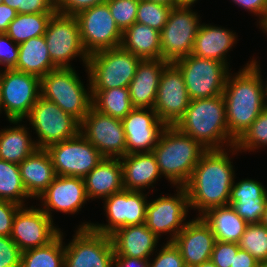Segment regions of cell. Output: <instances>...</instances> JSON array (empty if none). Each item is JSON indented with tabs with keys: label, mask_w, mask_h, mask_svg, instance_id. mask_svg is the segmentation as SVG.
I'll return each mask as SVG.
<instances>
[{
	"label": "cell",
	"mask_w": 267,
	"mask_h": 267,
	"mask_svg": "<svg viewBox=\"0 0 267 267\" xmlns=\"http://www.w3.org/2000/svg\"><path fill=\"white\" fill-rule=\"evenodd\" d=\"M235 34L222 27L200 24L191 54L217 60L228 67L226 54L236 43Z\"/></svg>",
	"instance_id": "83f0119b"
},
{
	"label": "cell",
	"mask_w": 267,
	"mask_h": 267,
	"mask_svg": "<svg viewBox=\"0 0 267 267\" xmlns=\"http://www.w3.org/2000/svg\"><path fill=\"white\" fill-rule=\"evenodd\" d=\"M228 149L207 150L195 166L192 176L184 186L189 206L199 211V216L211 208L228 205L235 173ZM201 211V212H200Z\"/></svg>",
	"instance_id": "7a4b0ae2"
},
{
	"label": "cell",
	"mask_w": 267,
	"mask_h": 267,
	"mask_svg": "<svg viewBox=\"0 0 267 267\" xmlns=\"http://www.w3.org/2000/svg\"><path fill=\"white\" fill-rule=\"evenodd\" d=\"M172 8L153 1L139 0L136 22L161 32L168 21Z\"/></svg>",
	"instance_id": "f35d334b"
},
{
	"label": "cell",
	"mask_w": 267,
	"mask_h": 267,
	"mask_svg": "<svg viewBox=\"0 0 267 267\" xmlns=\"http://www.w3.org/2000/svg\"><path fill=\"white\" fill-rule=\"evenodd\" d=\"M182 72L190 100L223 94L229 67L210 58L190 54L173 62Z\"/></svg>",
	"instance_id": "52a82bcc"
},
{
	"label": "cell",
	"mask_w": 267,
	"mask_h": 267,
	"mask_svg": "<svg viewBox=\"0 0 267 267\" xmlns=\"http://www.w3.org/2000/svg\"><path fill=\"white\" fill-rule=\"evenodd\" d=\"M54 13L17 14L5 32L18 45L30 38L43 36Z\"/></svg>",
	"instance_id": "836d02e7"
},
{
	"label": "cell",
	"mask_w": 267,
	"mask_h": 267,
	"mask_svg": "<svg viewBox=\"0 0 267 267\" xmlns=\"http://www.w3.org/2000/svg\"><path fill=\"white\" fill-rule=\"evenodd\" d=\"M152 261H149V267H186L179 249L169 241Z\"/></svg>",
	"instance_id": "7bdbcfd3"
},
{
	"label": "cell",
	"mask_w": 267,
	"mask_h": 267,
	"mask_svg": "<svg viewBox=\"0 0 267 267\" xmlns=\"http://www.w3.org/2000/svg\"><path fill=\"white\" fill-rule=\"evenodd\" d=\"M20 207L17 203L0 200V236H11L13 220Z\"/></svg>",
	"instance_id": "c3c4849f"
},
{
	"label": "cell",
	"mask_w": 267,
	"mask_h": 267,
	"mask_svg": "<svg viewBox=\"0 0 267 267\" xmlns=\"http://www.w3.org/2000/svg\"><path fill=\"white\" fill-rule=\"evenodd\" d=\"M0 89L8 121L25 119L41 96L40 78L15 69L0 72Z\"/></svg>",
	"instance_id": "7c38bea8"
},
{
	"label": "cell",
	"mask_w": 267,
	"mask_h": 267,
	"mask_svg": "<svg viewBox=\"0 0 267 267\" xmlns=\"http://www.w3.org/2000/svg\"><path fill=\"white\" fill-rule=\"evenodd\" d=\"M147 1H153L155 3H160V4H163V5H168V6H171V7H178V6H181V5H184L180 0H147Z\"/></svg>",
	"instance_id": "11a10c76"
},
{
	"label": "cell",
	"mask_w": 267,
	"mask_h": 267,
	"mask_svg": "<svg viewBox=\"0 0 267 267\" xmlns=\"http://www.w3.org/2000/svg\"><path fill=\"white\" fill-rule=\"evenodd\" d=\"M31 123L38 141V148L75 137L80 132V122L71 114L64 112L55 103L40 96L26 117Z\"/></svg>",
	"instance_id": "ba28073f"
},
{
	"label": "cell",
	"mask_w": 267,
	"mask_h": 267,
	"mask_svg": "<svg viewBox=\"0 0 267 267\" xmlns=\"http://www.w3.org/2000/svg\"><path fill=\"white\" fill-rule=\"evenodd\" d=\"M141 60L121 46L90 54L86 66L90 90L128 88Z\"/></svg>",
	"instance_id": "5b68a950"
},
{
	"label": "cell",
	"mask_w": 267,
	"mask_h": 267,
	"mask_svg": "<svg viewBox=\"0 0 267 267\" xmlns=\"http://www.w3.org/2000/svg\"><path fill=\"white\" fill-rule=\"evenodd\" d=\"M1 109L4 111V107L2 104V97H1V89H0V112L2 111Z\"/></svg>",
	"instance_id": "6125c7cd"
},
{
	"label": "cell",
	"mask_w": 267,
	"mask_h": 267,
	"mask_svg": "<svg viewBox=\"0 0 267 267\" xmlns=\"http://www.w3.org/2000/svg\"><path fill=\"white\" fill-rule=\"evenodd\" d=\"M92 107L113 118L124 119L133 109L129 88L90 90Z\"/></svg>",
	"instance_id": "d6a6232c"
},
{
	"label": "cell",
	"mask_w": 267,
	"mask_h": 267,
	"mask_svg": "<svg viewBox=\"0 0 267 267\" xmlns=\"http://www.w3.org/2000/svg\"><path fill=\"white\" fill-rule=\"evenodd\" d=\"M29 197L23 185L18 164L0 159V200L25 206L23 200Z\"/></svg>",
	"instance_id": "d590c367"
},
{
	"label": "cell",
	"mask_w": 267,
	"mask_h": 267,
	"mask_svg": "<svg viewBox=\"0 0 267 267\" xmlns=\"http://www.w3.org/2000/svg\"><path fill=\"white\" fill-rule=\"evenodd\" d=\"M195 267H217L211 260H208L198 266Z\"/></svg>",
	"instance_id": "91938a15"
},
{
	"label": "cell",
	"mask_w": 267,
	"mask_h": 267,
	"mask_svg": "<svg viewBox=\"0 0 267 267\" xmlns=\"http://www.w3.org/2000/svg\"><path fill=\"white\" fill-rule=\"evenodd\" d=\"M121 47L142 60L162 59L160 32L140 23H133L122 33Z\"/></svg>",
	"instance_id": "f546056e"
},
{
	"label": "cell",
	"mask_w": 267,
	"mask_h": 267,
	"mask_svg": "<svg viewBox=\"0 0 267 267\" xmlns=\"http://www.w3.org/2000/svg\"><path fill=\"white\" fill-rule=\"evenodd\" d=\"M19 55V45L5 33H0V64L4 69H13Z\"/></svg>",
	"instance_id": "bcb514c9"
},
{
	"label": "cell",
	"mask_w": 267,
	"mask_h": 267,
	"mask_svg": "<svg viewBox=\"0 0 267 267\" xmlns=\"http://www.w3.org/2000/svg\"><path fill=\"white\" fill-rule=\"evenodd\" d=\"M76 17L81 42L88 55L121 46L122 32L111 16L107 3L85 9Z\"/></svg>",
	"instance_id": "9a60e30c"
},
{
	"label": "cell",
	"mask_w": 267,
	"mask_h": 267,
	"mask_svg": "<svg viewBox=\"0 0 267 267\" xmlns=\"http://www.w3.org/2000/svg\"><path fill=\"white\" fill-rule=\"evenodd\" d=\"M261 146H267V107L236 140L235 146L232 147V154L236 151L239 152V150L254 151V149H258Z\"/></svg>",
	"instance_id": "74e56055"
},
{
	"label": "cell",
	"mask_w": 267,
	"mask_h": 267,
	"mask_svg": "<svg viewBox=\"0 0 267 267\" xmlns=\"http://www.w3.org/2000/svg\"><path fill=\"white\" fill-rule=\"evenodd\" d=\"M238 246L260 263H267V228L260 223L248 224Z\"/></svg>",
	"instance_id": "8d00e7d4"
},
{
	"label": "cell",
	"mask_w": 267,
	"mask_h": 267,
	"mask_svg": "<svg viewBox=\"0 0 267 267\" xmlns=\"http://www.w3.org/2000/svg\"><path fill=\"white\" fill-rule=\"evenodd\" d=\"M189 103L182 72L173 62H169L160 76L153 110L166 126H174Z\"/></svg>",
	"instance_id": "e0dca14e"
},
{
	"label": "cell",
	"mask_w": 267,
	"mask_h": 267,
	"mask_svg": "<svg viewBox=\"0 0 267 267\" xmlns=\"http://www.w3.org/2000/svg\"><path fill=\"white\" fill-rule=\"evenodd\" d=\"M46 150L57 176L84 178L104 159L80 132L73 138L49 145Z\"/></svg>",
	"instance_id": "8fae6325"
},
{
	"label": "cell",
	"mask_w": 267,
	"mask_h": 267,
	"mask_svg": "<svg viewBox=\"0 0 267 267\" xmlns=\"http://www.w3.org/2000/svg\"><path fill=\"white\" fill-rule=\"evenodd\" d=\"M63 232L49 244L25 250L21 254L20 267H64L65 251Z\"/></svg>",
	"instance_id": "e575fe53"
},
{
	"label": "cell",
	"mask_w": 267,
	"mask_h": 267,
	"mask_svg": "<svg viewBox=\"0 0 267 267\" xmlns=\"http://www.w3.org/2000/svg\"><path fill=\"white\" fill-rule=\"evenodd\" d=\"M64 245V267H112L115 252L110 235L90 228H78Z\"/></svg>",
	"instance_id": "5bb4252c"
},
{
	"label": "cell",
	"mask_w": 267,
	"mask_h": 267,
	"mask_svg": "<svg viewBox=\"0 0 267 267\" xmlns=\"http://www.w3.org/2000/svg\"><path fill=\"white\" fill-rule=\"evenodd\" d=\"M23 185L31 198H38L57 177L48 151L36 149L18 164Z\"/></svg>",
	"instance_id": "d4e9b609"
},
{
	"label": "cell",
	"mask_w": 267,
	"mask_h": 267,
	"mask_svg": "<svg viewBox=\"0 0 267 267\" xmlns=\"http://www.w3.org/2000/svg\"><path fill=\"white\" fill-rule=\"evenodd\" d=\"M13 69L35 75L40 79L48 72L57 69L49 57L44 35L19 44L18 61Z\"/></svg>",
	"instance_id": "4dcf8cb0"
},
{
	"label": "cell",
	"mask_w": 267,
	"mask_h": 267,
	"mask_svg": "<svg viewBox=\"0 0 267 267\" xmlns=\"http://www.w3.org/2000/svg\"><path fill=\"white\" fill-rule=\"evenodd\" d=\"M44 38L49 57L57 68H71L70 60L77 56L87 66L89 55L83 48L76 16L55 12L48 22Z\"/></svg>",
	"instance_id": "9c48e42d"
},
{
	"label": "cell",
	"mask_w": 267,
	"mask_h": 267,
	"mask_svg": "<svg viewBox=\"0 0 267 267\" xmlns=\"http://www.w3.org/2000/svg\"><path fill=\"white\" fill-rule=\"evenodd\" d=\"M112 267H149V259L114 257Z\"/></svg>",
	"instance_id": "db71d44e"
},
{
	"label": "cell",
	"mask_w": 267,
	"mask_h": 267,
	"mask_svg": "<svg viewBox=\"0 0 267 267\" xmlns=\"http://www.w3.org/2000/svg\"><path fill=\"white\" fill-rule=\"evenodd\" d=\"M88 199L104 198L124 189L120 158H104L84 178Z\"/></svg>",
	"instance_id": "4316f807"
},
{
	"label": "cell",
	"mask_w": 267,
	"mask_h": 267,
	"mask_svg": "<svg viewBox=\"0 0 267 267\" xmlns=\"http://www.w3.org/2000/svg\"><path fill=\"white\" fill-rule=\"evenodd\" d=\"M10 123L18 126L0 130V159L7 162L20 164L38 147L28 133V128L23 124L19 125L21 120H10Z\"/></svg>",
	"instance_id": "1f68e13d"
},
{
	"label": "cell",
	"mask_w": 267,
	"mask_h": 267,
	"mask_svg": "<svg viewBox=\"0 0 267 267\" xmlns=\"http://www.w3.org/2000/svg\"><path fill=\"white\" fill-rule=\"evenodd\" d=\"M2 2L6 5H9L11 8L17 11V14H19L20 0H2Z\"/></svg>",
	"instance_id": "9f6ffc18"
},
{
	"label": "cell",
	"mask_w": 267,
	"mask_h": 267,
	"mask_svg": "<svg viewBox=\"0 0 267 267\" xmlns=\"http://www.w3.org/2000/svg\"><path fill=\"white\" fill-rule=\"evenodd\" d=\"M120 161L124 189H148L161 175L153 152L130 153L120 158Z\"/></svg>",
	"instance_id": "484cf974"
},
{
	"label": "cell",
	"mask_w": 267,
	"mask_h": 267,
	"mask_svg": "<svg viewBox=\"0 0 267 267\" xmlns=\"http://www.w3.org/2000/svg\"><path fill=\"white\" fill-rule=\"evenodd\" d=\"M38 199L44 202L42 210L51 219V211L75 214L89 200L83 178L74 176H57Z\"/></svg>",
	"instance_id": "44dd1931"
},
{
	"label": "cell",
	"mask_w": 267,
	"mask_h": 267,
	"mask_svg": "<svg viewBox=\"0 0 267 267\" xmlns=\"http://www.w3.org/2000/svg\"><path fill=\"white\" fill-rule=\"evenodd\" d=\"M260 65L256 59L234 76L228 73L223 97L229 134L237 140L267 107ZM266 98V99H265Z\"/></svg>",
	"instance_id": "6da1fadb"
},
{
	"label": "cell",
	"mask_w": 267,
	"mask_h": 267,
	"mask_svg": "<svg viewBox=\"0 0 267 267\" xmlns=\"http://www.w3.org/2000/svg\"><path fill=\"white\" fill-rule=\"evenodd\" d=\"M17 16V11L5 3H0V33H5L11 21Z\"/></svg>",
	"instance_id": "816d5d0a"
},
{
	"label": "cell",
	"mask_w": 267,
	"mask_h": 267,
	"mask_svg": "<svg viewBox=\"0 0 267 267\" xmlns=\"http://www.w3.org/2000/svg\"><path fill=\"white\" fill-rule=\"evenodd\" d=\"M41 96L55 103L64 112L81 122L92 107V92L88 93L76 71L57 68L40 79ZM90 93V94H89Z\"/></svg>",
	"instance_id": "8992f818"
},
{
	"label": "cell",
	"mask_w": 267,
	"mask_h": 267,
	"mask_svg": "<svg viewBox=\"0 0 267 267\" xmlns=\"http://www.w3.org/2000/svg\"><path fill=\"white\" fill-rule=\"evenodd\" d=\"M191 6L172 8L168 21L160 32L162 59L167 62L189 56L192 53L199 26V15ZM193 11V12H192Z\"/></svg>",
	"instance_id": "30bf717a"
},
{
	"label": "cell",
	"mask_w": 267,
	"mask_h": 267,
	"mask_svg": "<svg viewBox=\"0 0 267 267\" xmlns=\"http://www.w3.org/2000/svg\"><path fill=\"white\" fill-rule=\"evenodd\" d=\"M108 0H56V12L76 16L79 12L106 3Z\"/></svg>",
	"instance_id": "7dc6e473"
},
{
	"label": "cell",
	"mask_w": 267,
	"mask_h": 267,
	"mask_svg": "<svg viewBox=\"0 0 267 267\" xmlns=\"http://www.w3.org/2000/svg\"><path fill=\"white\" fill-rule=\"evenodd\" d=\"M168 63L163 59H145L139 62L128 87L134 108H154L160 76Z\"/></svg>",
	"instance_id": "603a6c76"
},
{
	"label": "cell",
	"mask_w": 267,
	"mask_h": 267,
	"mask_svg": "<svg viewBox=\"0 0 267 267\" xmlns=\"http://www.w3.org/2000/svg\"><path fill=\"white\" fill-rule=\"evenodd\" d=\"M110 236L114 257L149 259L159 240L145 223L119 228Z\"/></svg>",
	"instance_id": "cb8c5ba5"
},
{
	"label": "cell",
	"mask_w": 267,
	"mask_h": 267,
	"mask_svg": "<svg viewBox=\"0 0 267 267\" xmlns=\"http://www.w3.org/2000/svg\"><path fill=\"white\" fill-rule=\"evenodd\" d=\"M55 12L56 0H20L19 14Z\"/></svg>",
	"instance_id": "681fc988"
},
{
	"label": "cell",
	"mask_w": 267,
	"mask_h": 267,
	"mask_svg": "<svg viewBox=\"0 0 267 267\" xmlns=\"http://www.w3.org/2000/svg\"><path fill=\"white\" fill-rule=\"evenodd\" d=\"M256 198H267V190L262 183L245 179L237 183L233 182L228 205H232L237 200H255Z\"/></svg>",
	"instance_id": "60d3db41"
},
{
	"label": "cell",
	"mask_w": 267,
	"mask_h": 267,
	"mask_svg": "<svg viewBox=\"0 0 267 267\" xmlns=\"http://www.w3.org/2000/svg\"><path fill=\"white\" fill-rule=\"evenodd\" d=\"M183 4L193 5L197 0H180Z\"/></svg>",
	"instance_id": "94428289"
},
{
	"label": "cell",
	"mask_w": 267,
	"mask_h": 267,
	"mask_svg": "<svg viewBox=\"0 0 267 267\" xmlns=\"http://www.w3.org/2000/svg\"><path fill=\"white\" fill-rule=\"evenodd\" d=\"M121 121L126 136L127 154L152 152L166 127L152 108H134Z\"/></svg>",
	"instance_id": "ffe728a7"
},
{
	"label": "cell",
	"mask_w": 267,
	"mask_h": 267,
	"mask_svg": "<svg viewBox=\"0 0 267 267\" xmlns=\"http://www.w3.org/2000/svg\"><path fill=\"white\" fill-rule=\"evenodd\" d=\"M21 254L9 236H0V267H20Z\"/></svg>",
	"instance_id": "f6af8a7d"
},
{
	"label": "cell",
	"mask_w": 267,
	"mask_h": 267,
	"mask_svg": "<svg viewBox=\"0 0 267 267\" xmlns=\"http://www.w3.org/2000/svg\"><path fill=\"white\" fill-rule=\"evenodd\" d=\"M266 82H267V81H266ZM265 84H266V85H263V84H262V86H263L265 95H266V97H267V83H265Z\"/></svg>",
	"instance_id": "be15d7a7"
},
{
	"label": "cell",
	"mask_w": 267,
	"mask_h": 267,
	"mask_svg": "<svg viewBox=\"0 0 267 267\" xmlns=\"http://www.w3.org/2000/svg\"><path fill=\"white\" fill-rule=\"evenodd\" d=\"M259 25L260 28H262L264 31V33H267V11L265 12V14L259 19ZM267 35V34H266Z\"/></svg>",
	"instance_id": "6f0895ef"
},
{
	"label": "cell",
	"mask_w": 267,
	"mask_h": 267,
	"mask_svg": "<svg viewBox=\"0 0 267 267\" xmlns=\"http://www.w3.org/2000/svg\"><path fill=\"white\" fill-rule=\"evenodd\" d=\"M143 191L123 189L103 199L108 224L83 223L79 228H92L98 233L111 235L117 229L145 223L149 201Z\"/></svg>",
	"instance_id": "4fadbf2b"
},
{
	"label": "cell",
	"mask_w": 267,
	"mask_h": 267,
	"mask_svg": "<svg viewBox=\"0 0 267 267\" xmlns=\"http://www.w3.org/2000/svg\"><path fill=\"white\" fill-rule=\"evenodd\" d=\"M200 217L210 227L216 241L238 243L248 225L231 205L211 208Z\"/></svg>",
	"instance_id": "f1b7e54d"
},
{
	"label": "cell",
	"mask_w": 267,
	"mask_h": 267,
	"mask_svg": "<svg viewBox=\"0 0 267 267\" xmlns=\"http://www.w3.org/2000/svg\"><path fill=\"white\" fill-rule=\"evenodd\" d=\"M239 249L238 243L215 241L211 261L217 267H233L234 256Z\"/></svg>",
	"instance_id": "ee69618b"
},
{
	"label": "cell",
	"mask_w": 267,
	"mask_h": 267,
	"mask_svg": "<svg viewBox=\"0 0 267 267\" xmlns=\"http://www.w3.org/2000/svg\"><path fill=\"white\" fill-rule=\"evenodd\" d=\"M80 133L104 158H122L127 155L126 136L120 119L91 107L80 122Z\"/></svg>",
	"instance_id": "2e32d148"
},
{
	"label": "cell",
	"mask_w": 267,
	"mask_h": 267,
	"mask_svg": "<svg viewBox=\"0 0 267 267\" xmlns=\"http://www.w3.org/2000/svg\"><path fill=\"white\" fill-rule=\"evenodd\" d=\"M260 224L267 228V203L265 205V209L261 217Z\"/></svg>",
	"instance_id": "680465c9"
},
{
	"label": "cell",
	"mask_w": 267,
	"mask_h": 267,
	"mask_svg": "<svg viewBox=\"0 0 267 267\" xmlns=\"http://www.w3.org/2000/svg\"><path fill=\"white\" fill-rule=\"evenodd\" d=\"M244 9L262 17L267 11V0H232Z\"/></svg>",
	"instance_id": "f907efd6"
},
{
	"label": "cell",
	"mask_w": 267,
	"mask_h": 267,
	"mask_svg": "<svg viewBox=\"0 0 267 267\" xmlns=\"http://www.w3.org/2000/svg\"><path fill=\"white\" fill-rule=\"evenodd\" d=\"M174 196H161L148 202L146 208V226L159 238L161 233H170L169 242L184 228L189 200L185 187H176Z\"/></svg>",
	"instance_id": "ac0fdd59"
},
{
	"label": "cell",
	"mask_w": 267,
	"mask_h": 267,
	"mask_svg": "<svg viewBox=\"0 0 267 267\" xmlns=\"http://www.w3.org/2000/svg\"><path fill=\"white\" fill-rule=\"evenodd\" d=\"M260 264L249 252L239 249L234 256L233 267H258Z\"/></svg>",
	"instance_id": "f5cc1de1"
},
{
	"label": "cell",
	"mask_w": 267,
	"mask_h": 267,
	"mask_svg": "<svg viewBox=\"0 0 267 267\" xmlns=\"http://www.w3.org/2000/svg\"><path fill=\"white\" fill-rule=\"evenodd\" d=\"M42 209L21 206L14 217L10 238L23 252L31 248L42 247L53 241L61 232L53 225Z\"/></svg>",
	"instance_id": "d6986e66"
},
{
	"label": "cell",
	"mask_w": 267,
	"mask_h": 267,
	"mask_svg": "<svg viewBox=\"0 0 267 267\" xmlns=\"http://www.w3.org/2000/svg\"><path fill=\"white\" fill-rule=\"evenodd\" d=\"M215 236L201 217L186 222L172 241L179 249L186 267H195L211 260Z\"/></svg>",
	"instance_id": "7402d4cb"
},
{
	"label": "cell",
	"mask_w": 267,
	"mask_h": 267,
	"mask_svg": "<svg viewBox=\"0 0 267 267\" xmlns=\"http://www.w3.org/2000/svg\"><path fill=\"white\" fill-rule=\"evenodd\" d=\"M258 267H267V263H260Z\"/></svg>",
	"instance_id": "e7e4bbea"
},
{
	"label": "cell",
	"mask_w": 267,
	"mask_h": 267,
	"mask_svg": "<svg viewBox=\"0 0 267 267\" xmlns=\"http://www.w3.org/2000/svg\"><path fill=\"white\" fill-rule=\"evenodd\" d=\"M174 126L207 150L224 149V143L230 149L235 146L236 140L228 130L223 95L190 100L186 112Z\"/></svg>",
	"instance_id": "3957f363"
},
{
	"label": "cell",
	"mask_w": 267,
	"mask_h": 267,
	"mask_svg": "<svg viewBox=\"0 0 267 267\" xmlns=\"http://www.w3.org/2000/svg\"><path fill=\"white\" fill-rule=\"evenodd\" d=\"M267 198L255 200H237L231 206L248 224H259L263 215Z\"/></svg>",
	"instance_id": "b9f144b4"
},
{
	"label": "cell",
	"mask_w": 267,
	"mask_h": 267,
	"mask_svg": "<svg viewBox=\"0 0 267 267\" xmlns=\"http://www.w3.org/2000/svg\"><path fill=\"white\" fill-rule=\"evenodd\" d=\"M106 3L122 33L136 22L139 0H108Z\"/></svg>",
	"instance_id": "ab89813d"
},
{
	"label": "cell",
	"mask_w": 267,
	"mask_h": 267,
	"mask_svg": "<svg viewBox=\"0 0 267 267\" xmlns=\"http://www.w3.org/2000/svg\"><path fill=\"white\" fill-rule=\"evenodd\" d=\"M207 149L175 126H166L153 149L160 174L171 184L184 187Z\"/></svg>",
	"instance_id": "277c9868"
}]
</instances>
